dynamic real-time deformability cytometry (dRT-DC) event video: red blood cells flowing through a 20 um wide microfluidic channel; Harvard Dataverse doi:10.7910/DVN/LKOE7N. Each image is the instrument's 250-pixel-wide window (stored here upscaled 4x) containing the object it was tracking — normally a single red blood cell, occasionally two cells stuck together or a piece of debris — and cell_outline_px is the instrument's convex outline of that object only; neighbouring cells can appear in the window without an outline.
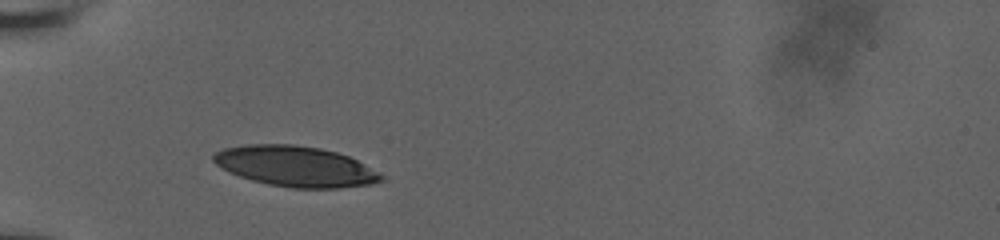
{"species": "human", "species_latin": "Homo sapiens", "temperature_condition": "room temperature", "stored_images_in_passage": 30, "camera_frame_rate_fps": 3000, "um_per_image_px": 0.085, "donor": {"sex": "male"}, "frame": {"image": 1, "passage_image": 1, "time_ms": 0.0, "image_size_px": [1000, 240], "cell_outline_px": [[384, 180], [372, 184], [340, 188], [292, 188], [268, 184], [252, 180], [240, 176], [216, 164], [212, 160], [212, 156], [216, 152], [224, 148], [244, 144], [292, 144], [320, 148], [336, 152], [348, 156], [364, 164], [384, 176]], "centroid_in_image_um": [25.12, 14.13], "position_along_channel_um": 59.9, "area_um2": 39.42}}
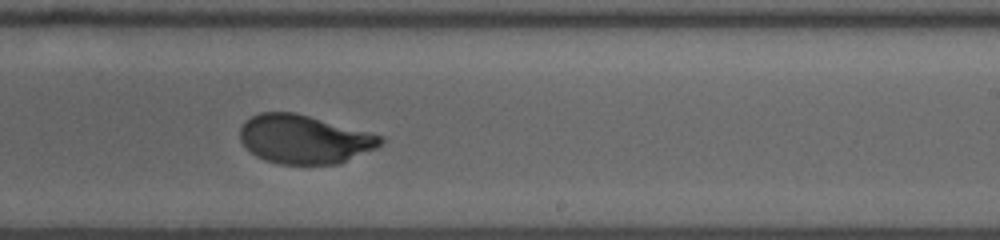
{"frame": {"image": 2, "passage_image": 18, "time_ms": 5.667, "image_size_px": [1000, 240], "cell_outline_px": [[384, 144], [376, 148], [340, 164], [280, 164], [264, 160], [256, 156], [240, 140], [240, 128], [244, 120], [260, 112], [292, 112], [372, 132], [384, 136]], "centroid_in_image_um": [25.89, 11.84], "position_along_channel_um": 263.1, "area_um2": 40.06}}
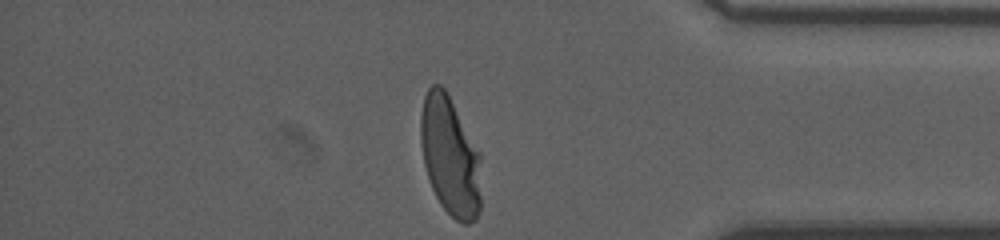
{"frame": {"image": 3, "passage_image": 30, "time_ms": 9.667, "image_size_px": [1000, 240], "cell_outline_px": [[480, 212], [476, 220], [468, 224], [464, 224], [456, 220], [440, 204], [432, 188], [424, 164], [420, 140], [420, 116], [424, 96], [428, 88], [432, 84], [440, 84], [444, 88], [480, 152]], "centroid_in_image_um": [38.25, 13.29], "position_along_channel_um": 396.9, "area_um2": 42.02}, "authors_computed_cell_mechanics": {"area_um2": 40.6334, "velocity_mm_per_s": 3.8084, "shape_relaxation_time_tau1_ms": 3.4865, "shape_relaxation_time_tau2_ms": null, "deformation_change_tau1": 0.174, "deformation_change_tau2": null}}